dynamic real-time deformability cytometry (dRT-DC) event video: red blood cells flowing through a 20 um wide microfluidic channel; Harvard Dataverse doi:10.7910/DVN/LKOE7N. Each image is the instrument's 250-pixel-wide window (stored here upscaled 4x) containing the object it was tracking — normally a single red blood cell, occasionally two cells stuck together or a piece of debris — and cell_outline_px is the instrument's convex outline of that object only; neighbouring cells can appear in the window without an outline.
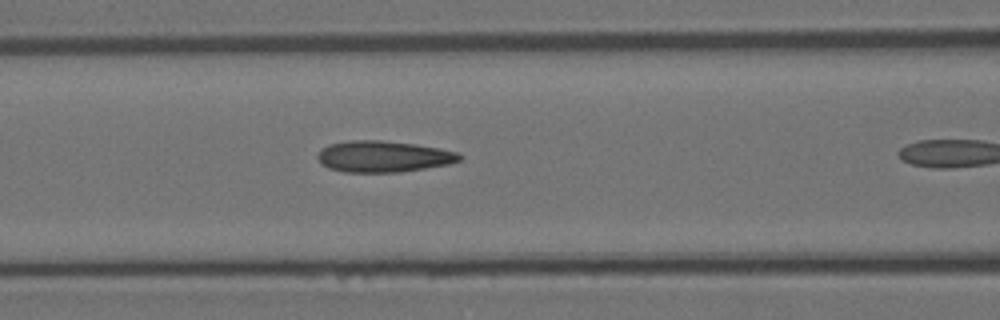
{"species": "Egyptian fruit bat (a non-hibernating species)", "species_latin": "Rousettus aegyptiacus", "temperature_condition": "room temperature", "stored_images_in_passage": 10, "camera_frame_rate_fps": 3000, "um_per_image_px": 0.085, "animal": {"sex": "female"}, "frame": {"image": 1, "passage_image": 9, "time_ms": 2.667, "image_size_px": [1000, 320], "cell_outline_px": [[460, 160], [448, 164], [400, 172], [344, 172], [328, 168], [320, 164], [316, 156], [328, 144], [352, 140], [380, 140], [412, 144], [436, 148], [456, 152], [460, 156]], "centroid_in_image_um": [32.51, 13.31], "position_along_channel_um": 134.1, "area_um2": 25.55}}